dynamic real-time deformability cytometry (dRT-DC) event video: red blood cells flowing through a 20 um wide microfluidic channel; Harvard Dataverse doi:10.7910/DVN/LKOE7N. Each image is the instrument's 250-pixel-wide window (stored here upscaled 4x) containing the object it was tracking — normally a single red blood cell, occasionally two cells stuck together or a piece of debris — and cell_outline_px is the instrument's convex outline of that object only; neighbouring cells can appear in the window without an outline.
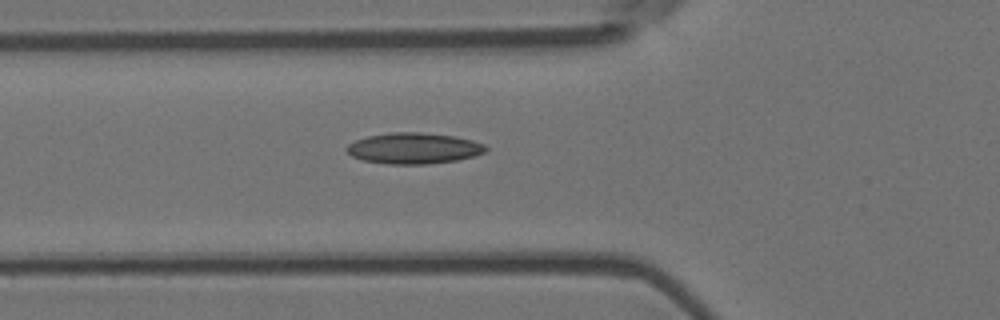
{"species": "Egyptian fruit bat (a non-hibernating species)", "species_latin": "Rousettus aegyptiacus", "temperature_condition": "room temperature", "stored_images_in_passage": 3, "camera_frame_rate_fps": 3000, "um_per_image_px": 0.085, "animal": {"sex": "female"}, "frame": {"image": 1, "passage_image": 3, "time_ms": 0.667, "image_size_px": [1000, 320], "cell_outline_px": [[488, 148], [484, 152], [476, 156], [456, 160], [428, 164], [388, 164], [364, 160], [352, 156], [344, 148], [348, 144], [356, 140], [368, 136], [392, 132], [420, 132], [456, 136], [472, 140], [484, 144]], "centroid_in_image_um": [35.18, 12.6], "position_along_channel_um": 90.6, "area_um2": 25.14}}